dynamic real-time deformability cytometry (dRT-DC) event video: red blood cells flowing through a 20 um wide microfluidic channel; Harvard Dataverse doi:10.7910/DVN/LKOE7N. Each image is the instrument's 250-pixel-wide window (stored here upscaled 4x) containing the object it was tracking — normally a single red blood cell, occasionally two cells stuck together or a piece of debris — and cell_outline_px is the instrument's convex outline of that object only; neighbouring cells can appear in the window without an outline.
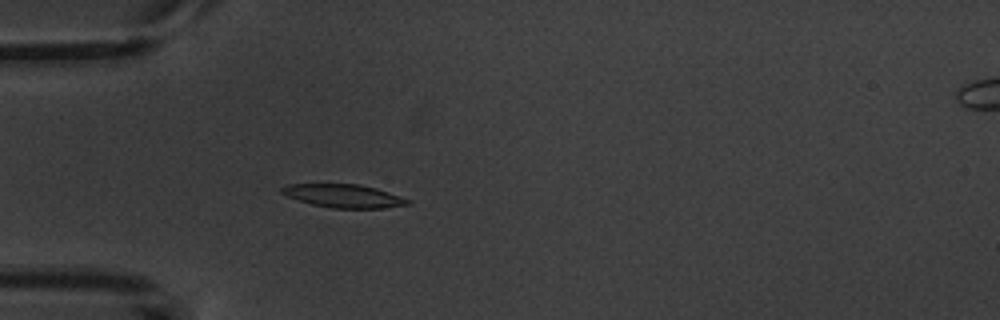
{"species": "common noctule bat (a hibernating species)", "species_latin": "Nyctalus noctula", "temperature_condition": "warm", "stored_images_in_passage": 4, "camera_frame_rate_fps": 3000, "um_per_image_px": 0.085, "animal": {"sex": "male", "body_mass_g": 20.1, "forearm_length_mm": 53.5}, "frame": {"image": 1, "passage_image": 4, "time_ms": 4.667, "image_size_px": [1000, 320], "cell_outline_px": [[412, 204], [384, 208], [332, 208], [312, 204], [288, 196], [280, 192], [280, 188], [288, 184], [360, 184], [376, 188], [412, 200]], "centroid_in_image_um": [29.26, 16.65], "position_along_channel_um": 55.7, "area_um2": 17.05}}